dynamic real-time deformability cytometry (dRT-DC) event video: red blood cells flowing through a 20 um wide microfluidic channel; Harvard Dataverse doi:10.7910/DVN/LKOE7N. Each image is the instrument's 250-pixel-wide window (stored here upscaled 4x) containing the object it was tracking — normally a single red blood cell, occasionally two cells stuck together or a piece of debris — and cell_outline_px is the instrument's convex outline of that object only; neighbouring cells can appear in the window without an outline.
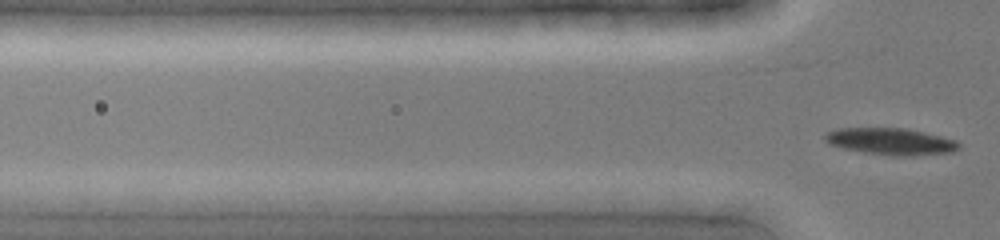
{"species": "common noctule bat (a hibernating species)", "species_latin": "Nyctalus noctula", "temperature_condition": "cold", "stored_images_in_passage": 3, "camera_frame_rate_fps": 3000, "um_per_image_px": 0.085, "animal": {"sex": "female", "body_mass_g": 19.0, "forearm_length_mm": 51.5}, "frame": {"image": 1, "passage_image": 3, "time_ms": 0.667, "image_size_px": [1000, 240], "cell_outline_px": [[960, 148], [952, 152], [912, 156], [892, 156], [864, 152], [844, 148], [828, 144], [824, 140], [824, 136], [828, 132], [836, 128], [904, 128], [940, 136], [956, 140], [960, 144]], "centroid_in_image_um": [75.71, 12.03], "position_along_channel_um": 50.1, "area_um2": 20.87}}